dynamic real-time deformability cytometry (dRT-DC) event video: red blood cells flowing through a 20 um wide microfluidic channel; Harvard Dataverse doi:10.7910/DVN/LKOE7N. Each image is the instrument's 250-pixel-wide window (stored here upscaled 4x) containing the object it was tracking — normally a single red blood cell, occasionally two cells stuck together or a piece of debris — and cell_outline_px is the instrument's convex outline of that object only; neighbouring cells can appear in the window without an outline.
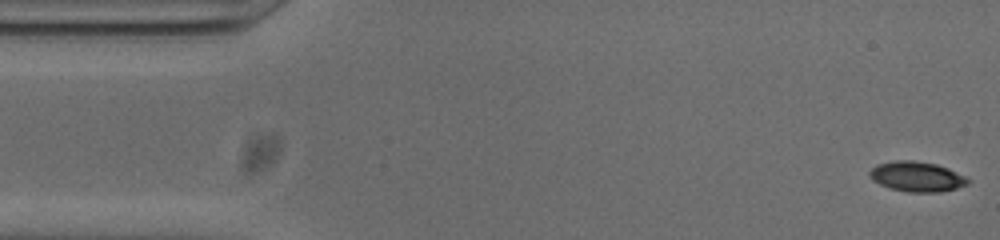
{"species": "common noctule bat (a hibernating species)", "species_latin": "Nyctalus noctula", "temperature_condition": "cold", "stored_images_in_passage": 52, "camera_frame_rate_fps": 3000, "um_per_image_px": 0.085, "animal": {"sex": "male", "body_mass_g": 20.0, "forearm_length_mm": 53.3}, "frame": {"image": 1, "passage_image": 1, "time_ms": 0.0, "image_size_px": [1000, 240], "cell_outline_px": [[968, 184], [956, 188], [940, 192], [908, 192], [892, 188], [880, 184], [872, 180], [868, 176], [868, 172], [876, 164], [896, 160], [912, 160], [936, 164], [948, 168], [964, 176], [968, 180]], "centroid_in_image_um": [77.89, 15.0], "position_along_channel_um": 7.1, "area_um2": 17.11}}
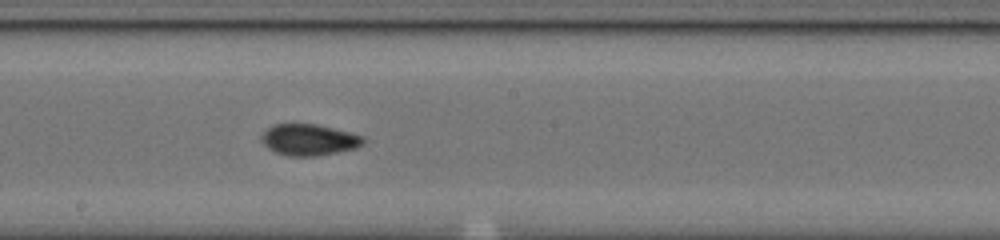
{"frame": {"image": 2, "passage_image": 27, "time_ms": 8.667, "image_size_px": [1000, 240], "cell_outline_px": [[368, 140], [364, 144], [356, 148], [316, 156], [288, 156], [276, 152], [268, 148], [260, 140], [260, 136], [272, 124], [316, 124], [352, 132], [364, 136]], "centroid_in_image_um": [26.3, 11.87], "position_along_channel_um": 221.9, "area_um2": 18.79}}
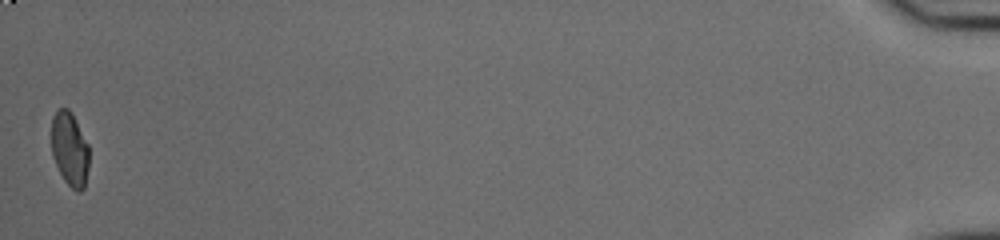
{"frame": {"image": 3, "passage_image": 52, "time_ms": 17.0, "image_size_px": [1000, 240], "cell_outline_px": [[88, 168], [84, 188], [80, 192], [76, 192], [64, 180], [52, 156], [52, 116], [56, 108], [68, 108], [72, 112], [88, 144]], "centroid_in_image_um": [5.92, 12.64], "position_along_channel_um": 429.3, "area_um2": 16.3}, "authors_computed_cell_mechanics": {"area_um2": 17.8891, "velocity_mm_per_s": 3.8031, "shape_relaxation_time_tau1_ms": null, "shape_relaxation_time_tau2_ms": 2.1152, "deformation_change_tau1": null, "deformation_change_tau2": 0.0666}}